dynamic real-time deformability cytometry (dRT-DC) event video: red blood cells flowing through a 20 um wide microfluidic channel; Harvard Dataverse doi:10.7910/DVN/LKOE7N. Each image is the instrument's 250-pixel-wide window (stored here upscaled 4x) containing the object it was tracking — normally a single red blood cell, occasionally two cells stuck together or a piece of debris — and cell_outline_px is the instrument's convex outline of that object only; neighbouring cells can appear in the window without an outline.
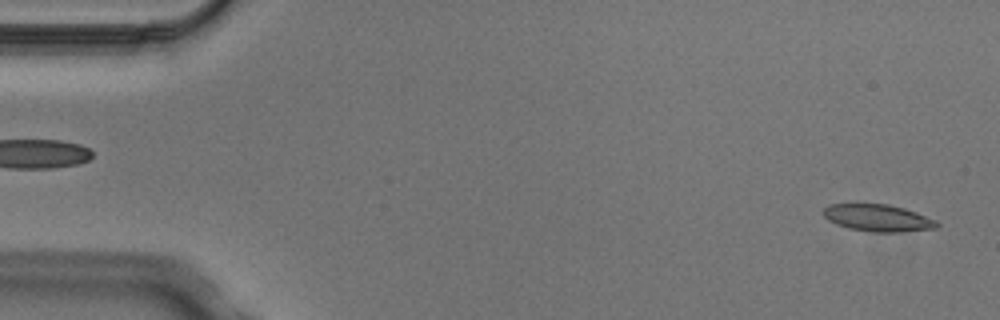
{"species": "Egyptian fruit bat (a non-hibernating species)", "species_latin": "Rousettus aegyptiacus", "temperature_condition": "cold", "stored_images_in_passage": 5, "segment_of_instrument_passage": [2, 2], "camera_frame_rate_fps": 3000, "um_per_image_px": 0.085, "animal": {"sex": "male"}, "frame": {"image": 1, "passage_image": 5, "time_ms": 1.333, "image_size_px": [1000, 320], "cell_outline_px": [[940, 224], [936, 228], [900, 232], [872, 232], [848, 228], [836, 224], [828, 220], [824, 216], [824, 208], [828, 204], [888, 204], [904, 208], [916, 212], [936, 220]], "centroid_in_image_um": [74.62, 18.52], "position_along_channel_um": 10.4, "area_um2": 17.86}}